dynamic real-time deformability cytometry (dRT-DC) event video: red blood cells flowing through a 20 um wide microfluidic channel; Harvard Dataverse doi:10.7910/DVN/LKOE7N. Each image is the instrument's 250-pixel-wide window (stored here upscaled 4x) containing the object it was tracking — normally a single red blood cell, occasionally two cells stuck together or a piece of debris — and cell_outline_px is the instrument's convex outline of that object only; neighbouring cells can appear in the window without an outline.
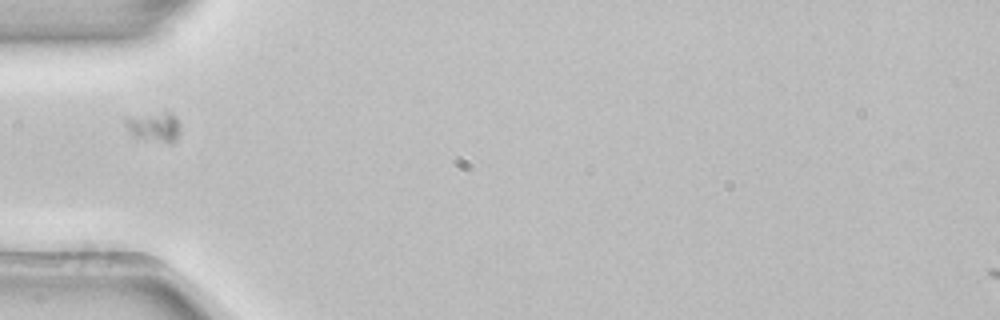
{"species": "common noctule bat (a hibernating species)", "species_latin": "Nyctalus noctula", "temperature_condition": "room temperature", "stored_images_in_passage": 4, "camera_frame_rate_fps": 3000, "um_per_image_px": 0.085, "animal": {"sex": "female", "body_mass_g": 22.7, "forearm_length_mm": 54.2}, "frame": {"image": 1, "passage_image": 3, "time_ms": 0.667, "image_size_px": [1000, 320], "cell_outline_px": [[180, 136], [172, 144], [168, 144], [144, 140], [132, 136], [128, 132], [124, 124], [124, 116], [164, 112], [172, 112], [176, 116], [180, 124]], "centroid_in_image_um": [13.1, 10.8], "position_along_channel_um": 71.9, "area_um2": 10.23}}